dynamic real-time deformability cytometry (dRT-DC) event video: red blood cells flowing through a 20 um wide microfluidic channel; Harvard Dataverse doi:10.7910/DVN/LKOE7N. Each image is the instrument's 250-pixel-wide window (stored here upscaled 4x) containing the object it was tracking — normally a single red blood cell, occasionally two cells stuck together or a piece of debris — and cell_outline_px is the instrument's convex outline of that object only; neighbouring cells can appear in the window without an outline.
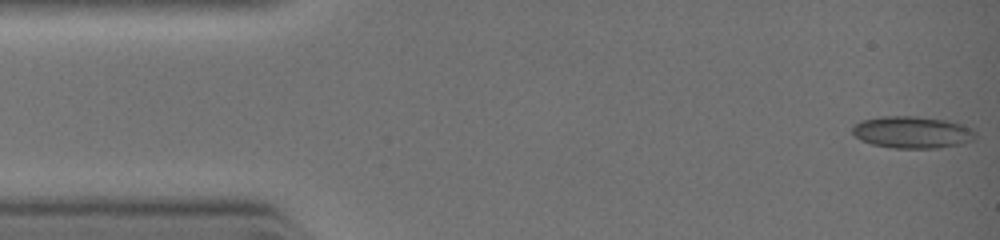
{"species": "common noctule bat (a hibernating species)", "species_latin": "Nyctalus noctula", "temperature_condition": "warm", "stored_images_in_passage": 7, "camera_frame_rate_fps": 3000, "um_per_image_px": 0.085, "animal": {"sex": "female", "body_mass_g": 19.0, "forearm_length_mm": 51.5}, "frame": {"image": 1, "passage_image": 1, "time_ms": 0.0, "image_size_px": [1000, 240], "cell_outline_px": [[976, 136], [972, 140], [964, 144], [936, 148], [896, 148], [872, 144], [860, 140], [852, 132], [852, 124], [860, 120], [880, 116], [916, 116], [948, 120], [972, 128], [976, 132]], "centroid_in_image_um": [77.53, 11.23], "position_along_channel_um": 7.5, "area_um2": 23.18}}
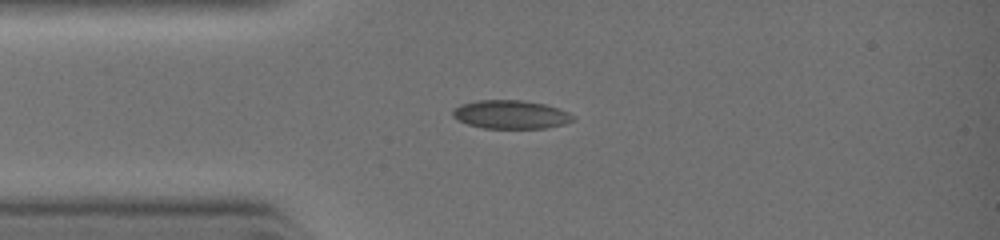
{"frame": {"image": 2, "passage_image": 6, "time_ms": 2.333, "image_size_px": [1000, 240], "cell_outline_px": [[576, 120], [564, 124], [544, 128], [484, 128], [468, 124], [452, 116], [452, 108], [460, 104], [476, 100], [524, 100], [548, 104], [560, 108], [576, 116]], "centroid_in_image_um": [43.45, 9.72], "position_along_channel_um": 41.5, "area_um2": 20.29}}